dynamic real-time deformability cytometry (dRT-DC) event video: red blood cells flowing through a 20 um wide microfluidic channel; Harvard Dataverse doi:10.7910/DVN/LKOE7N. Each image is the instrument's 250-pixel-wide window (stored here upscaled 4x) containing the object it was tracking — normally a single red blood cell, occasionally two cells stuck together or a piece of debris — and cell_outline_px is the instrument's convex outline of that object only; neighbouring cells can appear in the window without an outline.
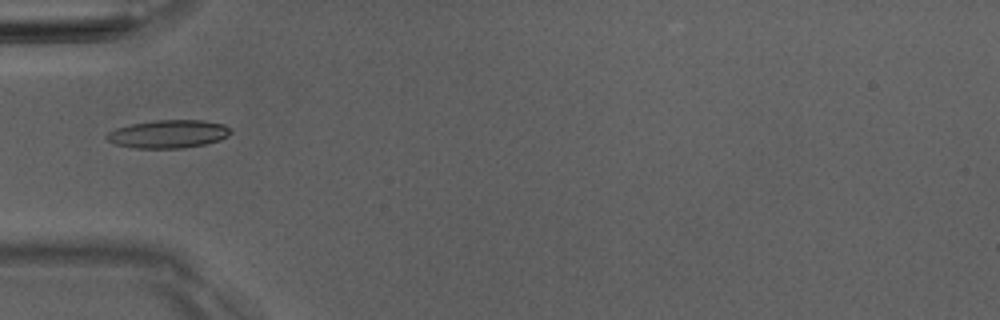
{"species": "Egyptian fruit bat (a non-hibernating species)", "species_latin": "Rousettus aegyptiacus", "temperature_condition": "room temperature", "stored_images_in_passage": 2, "camera_frame_rate_fps": 3000, "um_per_image_px": 0.085, "animal": {"sex": "male"}, "frame": {"image": 1, "passage_image": 1, "time_ms": 0.0, "image_size_px": [1000, 320], "cell_outline_px": [[232, 132], [228, 136], [220, 140], [204, 144], [184, 148], [136, 148], [116, 144], [108, 140], [104, 136], [108, 132], [116, 128], [132, 124], [156, 120], [204, 120], [224, 124], [232, 128]], "centroid_in_image_um": [14.35, 11.38], "position_along_channel_um": 70.7, "area_um2": 20.35}}